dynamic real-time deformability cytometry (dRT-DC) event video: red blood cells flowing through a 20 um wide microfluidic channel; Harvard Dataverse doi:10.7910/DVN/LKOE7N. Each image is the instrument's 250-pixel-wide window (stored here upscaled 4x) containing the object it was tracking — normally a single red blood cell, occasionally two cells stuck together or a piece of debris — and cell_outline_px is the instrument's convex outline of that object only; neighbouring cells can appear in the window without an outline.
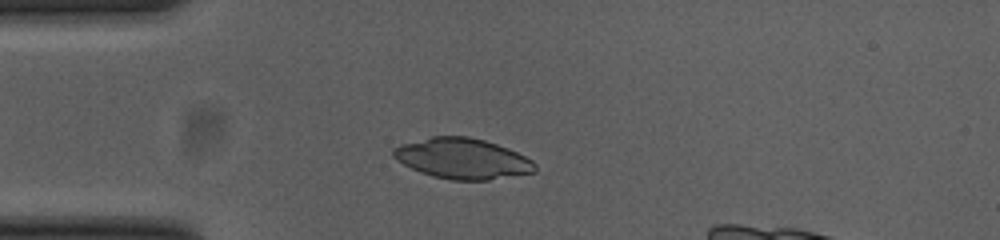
{"species": "common noctule bat (a hibernating species)", "species_latin": "Nyctalus noctula", "temperature_condition": "cold", "stored_images_in_passage": 36, "camera_frame_rate_fps": 3000, "um_per_image_px": 0.085, "animal": {"sex": "female", "body_mass_g": 23.0, "forearm_length_mm": 53.4}, "frame": {"image": 1, "passage_image": 1, "time_ms": 0.0, "image_size_px": [1000, 240], "cell_outline_px": [[536, 172], [488, 180], [452, 180], [432, 176], [420, 172], [404, 164], [392, 156], [392, 148], [400, 144], [432, 136], [468, 136], [484, 140], [508, 148], [532, 160], [536, 164]], "centroid_in_image_um": [39.3, 13.48], "position_along_channel_um": 45.7, "area_um2": 33.47}}
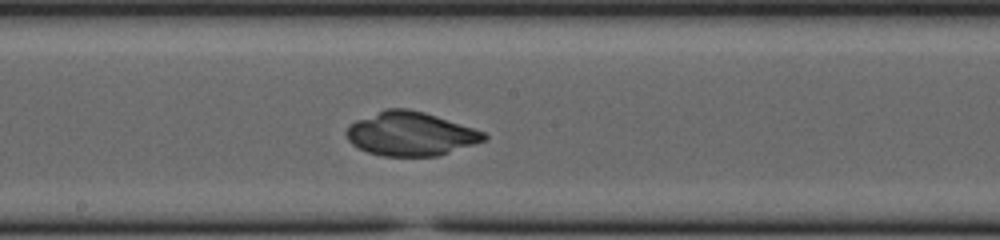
{"frame": {"image": 2, "passage_image": 16, "time_ms": 5.0, "image_size_px": [1000, 240], "cell_outline_px": [[488, 136], [484, 140], [436, 156], [384, 156], [368, 152], [352, 144], [348, 140], [344, 132], [348, 124], [356, 120], [384, 108], [408, 108], [424, 112], [484, 132]], "centroid_in_image_um": [34.81, 11.36], "position_along_channel_um": 213.4, "area_um2": 34.85}}
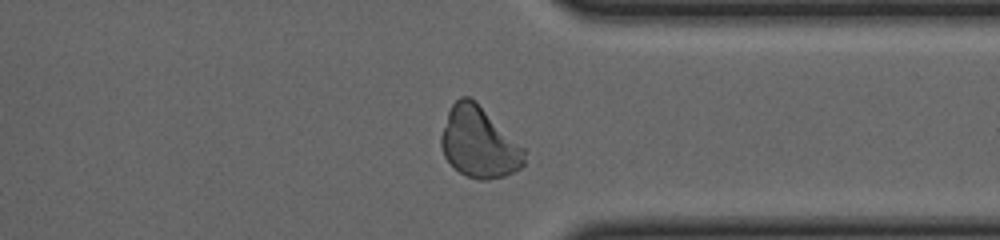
{"frame": {"image": 3, "passage_image": 29, "time_ms": 9.333, "image_size_px": [1000, 240], "cell_outline_px": [[524, 164], [520, 168], [504, 176], [488, 180], [480, 180], [468, 176], [460, 172], [444, 156], [440, 144], [440, 136], [448, 112], [452, 104], [460, 96], [468, 96], [476, 100], [524, 148]], "centroid_in_image_um": [40.7, 12.09], "position_along_channel_um": 370.7, "area_um2": 34.16}}